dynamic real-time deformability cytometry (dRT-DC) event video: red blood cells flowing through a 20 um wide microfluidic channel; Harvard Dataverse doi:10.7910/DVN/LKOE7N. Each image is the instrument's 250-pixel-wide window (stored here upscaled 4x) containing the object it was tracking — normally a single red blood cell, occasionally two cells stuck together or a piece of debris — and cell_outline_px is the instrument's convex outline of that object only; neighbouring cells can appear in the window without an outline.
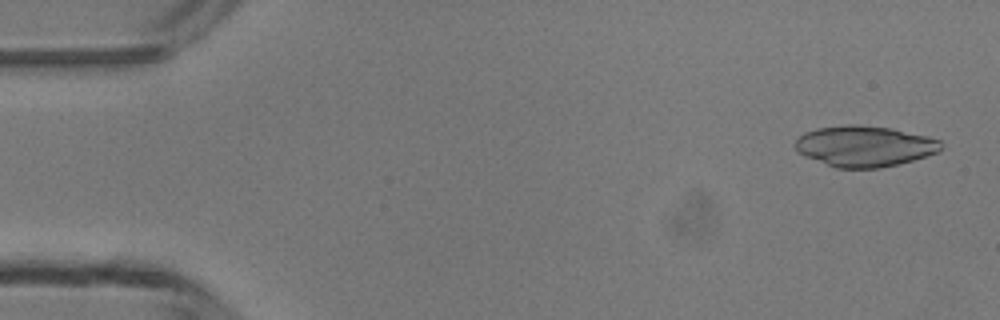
{"species": "common noctule bat (a hibernating species)", "species_latin": "Nyctalus noctula", "temperature_condition": "room temperature", "stored_images_in_passage": 4, "camera_frame_rate_fps": 3000, "um_per_image_px": 0.085, "animal": {"sex": "male", "body_mass_g": 13.3}, "frame": {"image": 1, "passage_image": 1, "time_ms": 0.0, "image_size_px": [1000, 320], "cell_outline_px": [[944, 148], [936, 152], [912, 160], [880, 168], [836, 168], [804, 156], [796, 152], [792, 144], [804, 132], [816, 128], [848, 124], [856, 124], [892, 128], [928, 136], [940, 140]], "centroid_in_image_um": [73.44, 12.41], "position_along_channel_um": 11.6, "area_um2": 34.91}}